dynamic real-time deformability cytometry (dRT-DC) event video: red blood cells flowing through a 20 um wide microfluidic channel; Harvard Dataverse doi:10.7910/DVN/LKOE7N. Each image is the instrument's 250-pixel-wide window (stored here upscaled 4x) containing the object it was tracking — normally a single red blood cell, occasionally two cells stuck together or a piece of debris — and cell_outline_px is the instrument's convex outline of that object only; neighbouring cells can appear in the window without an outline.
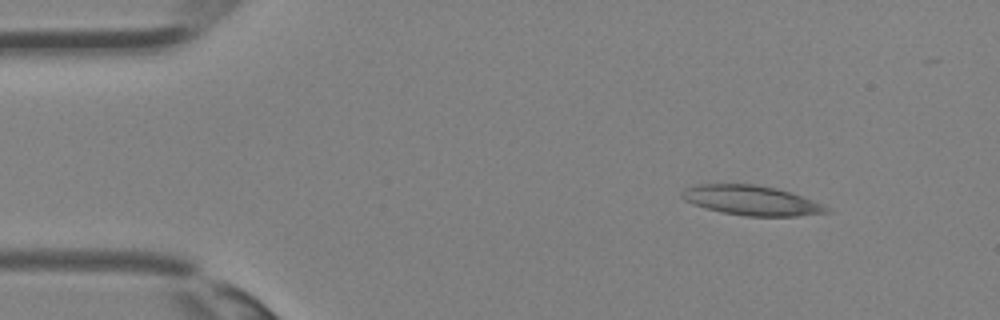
{"species": "Egyptian fruit bat (a non-hibernating species)", "species_latin": "Rousettus aegyptiacus", "temperature_condition": "room temperature", "stored_images_in_passage": 32, "camera_frame_rate_fps": 3000, "um_per_image_px": 0.085, "animal": {"sex": "female"}, "frame": {"image": 1, "passage_image": 1, "time_ms": 0.0, "image_size_px": [1000, 320], "cell_outline_px": [[832, 212], [796, 216], [744, 216], [724, 212], [692, 204], [684, 200], [680, 196], [680, 192], [684, 188], [696, 184], [756, 184], [776, 188], [800, 196], [832, 208]], "centroid_in_image_um": [63.84, 17.03], "position_along_channel_um": 21.2, "area_um2": 24.97}}
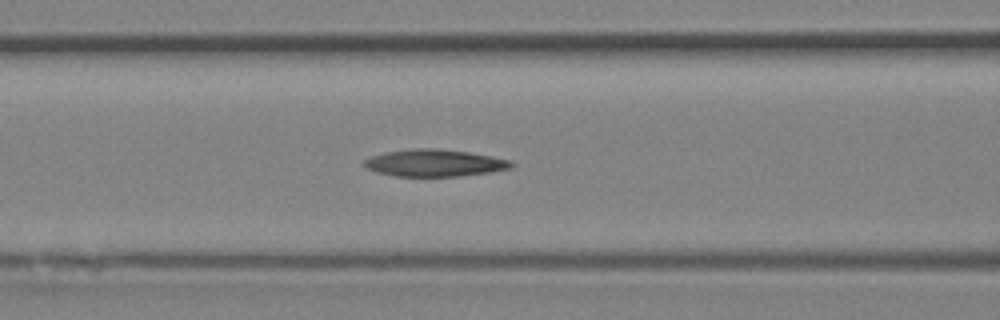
{"frame": {"image": 2, "passage_image": 11, "time_ms": 3.333, "image_size_px": [1000, 320], "cell_outline_px": [[516, 164], [512, 168], [488, 172], [460, 176], [396, 176], [376, 172], [368, 168], [364, 164], [364, 160], [372, 156], [384, 152], [412, 148], [436, 148], [468, 152], [492, 156], [512, 160]], "centroid_in_image_um": [36.97, 13.84], "position_along_channel_um": 129.6, "area_um2": 23.24}}
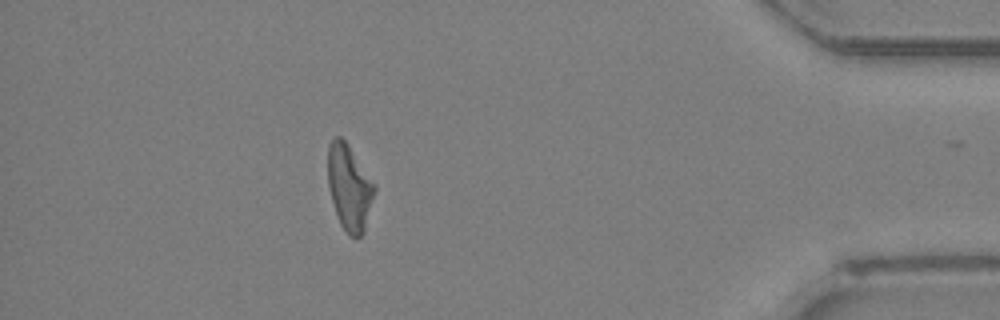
{"frame": {"image": 3, "passage_image": 28, "time_ms": 9.0, "image_size_px": [1000, 320], "cell_outline_px": [[376, 188], [364, 232], [360, 236], [348, 236], [340, 224], [328, 188], [328, 144], [336, 136], [340, 136], [348, 144], [376, 184]], "centroid_in_image_um": [29.7, 15.92], "position_along_channel_um": 405.5, "area_um2": 23.29}}